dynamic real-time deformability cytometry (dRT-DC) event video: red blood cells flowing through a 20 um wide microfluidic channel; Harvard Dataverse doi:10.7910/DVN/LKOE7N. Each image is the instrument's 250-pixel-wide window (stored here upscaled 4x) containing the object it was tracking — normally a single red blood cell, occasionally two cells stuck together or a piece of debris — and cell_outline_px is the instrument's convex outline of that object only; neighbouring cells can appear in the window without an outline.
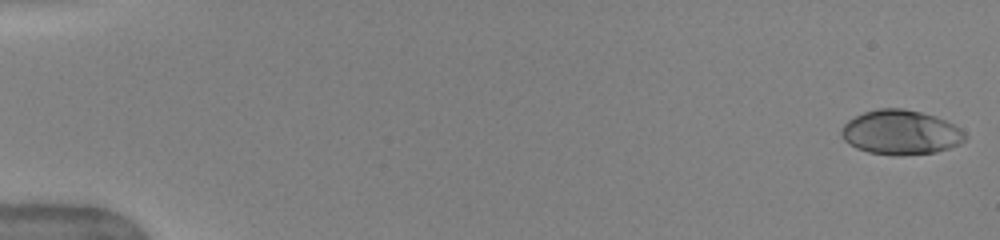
{"species": "human", "species_latin": "Homo sapiens", "temperature_condition": "warm", "stored_images_in_passage": 48, "camera_frame_rate_fps": 3000, "um_per_image_px": 0.085, "donor": {"sex": "female"}, "frame": {"image": 1, "passage_image": 1, "time_ms": 0.0, "image_size_px": [1000, 240], "cell_outline_px": [[968, 136], [960, 144], [936, 152], [900, 156], [896, 156], [868, 152], [856, 148], [844, 140], [840, 132], [844, 124], [848, 120], [864, 112], [880, 108], [904, 108], [936, 116], [960, 128]], "centroid_in_image_um": [76.56, 11.26], "position_along_channel_um": 8.4, "area_um2": 32.14}}
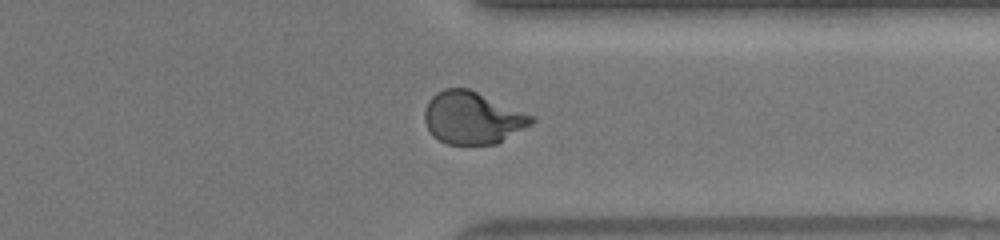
{"frame": {"image": 2, "passage_image": 40, "time_ms": 13.0, "image_size_px": [1000, 240], "cell_outline_px": [[536, 120], [532, 124], [496, 144], [448, 144], [432, 136], [424, 120], [424, 112], [428, 100], [436, 92], [444, 88], [468, 88], [536, 116]], "centroid_in_image_um": [40.17, 10.01], "position_along_channel_um": 371.2, "area_um2": 32.71}}
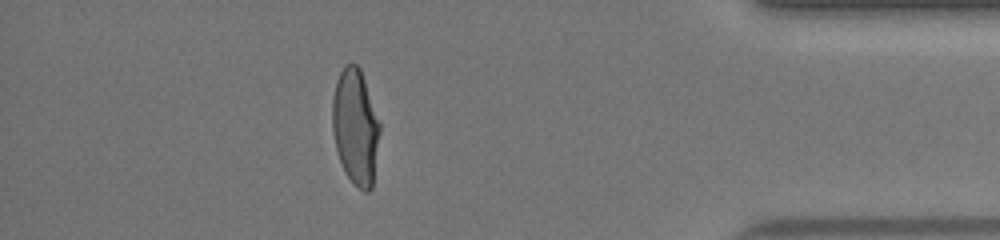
{"frame": {"image": 3, "passage_image": 45, "time_ms": 14.667, "image_size_px": [1000, 240], "cell_outline_px": [[380, 132], [372, 188], [368, 192], [364, 192], [356, 188], [344, 172], [336, 148], [332, 128], [332, 100], [336, 80], [344, 64], [356, 64], [360, 68], [380, 124]], "centroid_in_image_um": [30.2, 10.81], "position_along_channel_um": 405.0, "area_um2": 32.02}}